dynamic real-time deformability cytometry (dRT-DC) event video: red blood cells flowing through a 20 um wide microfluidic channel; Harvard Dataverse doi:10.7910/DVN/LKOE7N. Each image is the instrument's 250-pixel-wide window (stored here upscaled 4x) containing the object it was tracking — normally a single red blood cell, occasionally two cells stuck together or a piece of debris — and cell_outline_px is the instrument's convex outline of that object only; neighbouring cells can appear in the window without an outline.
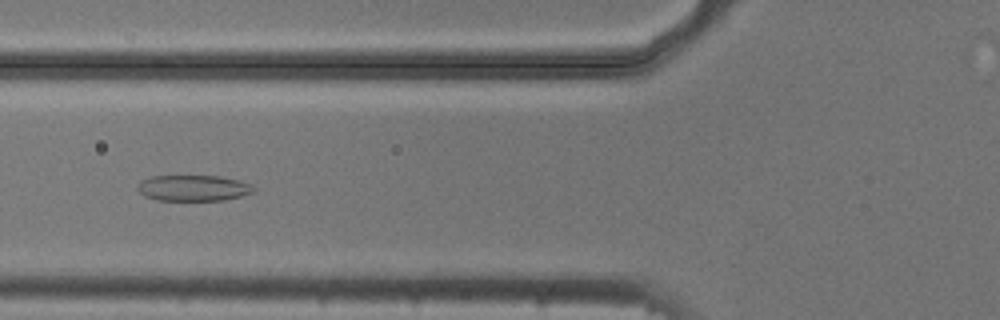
{"species": "common noctule bat (a hibernating species)", "species_latin": "Nyctalus noctula", "temperature_condition": "cold", "stored_images_in_passage": 49, "camera_frame_rate_fps": 3000, "um_per_image_px": 0.085, "animal": {"sex": "male", "body_mass_g": 20.5, "forearm_length_mm": 52.5}, "frame": {"image": 1, "passage_image": 20, "time_ms": 6.333, "image_size_px": [1000, 320], "cell_outline_px": [[256, 192], [224, 200], [156, 200], [144, 196], [136, 188], [140, 180], [152, 176], [220, 176], [240, 180], [252, 184], [256, 188]], "centroid_in_image_um": [16.46, 15.98], "position_along_channel_um": 109.3, "area_um2": 17.74}}
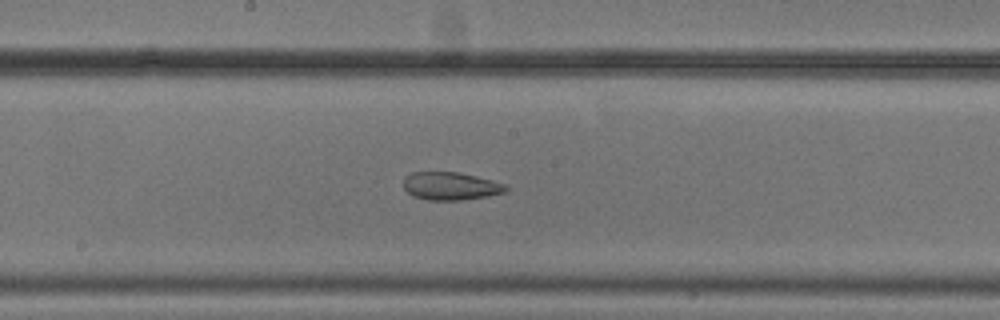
{"frame": {"image": 2, "passage_image": 28, "time_ms": 9.0, "image_size_px": [1000, 320], "cell_outline_px": [[508, 188], [504, 192], [488, 196], [464, 200], [428, 200], [412, 196], [404, 188], [404, 176], [412, 172], [456, 172], [476, 176], [508, 184]], "centroid_in_image_um": [38.31, 15.82], "position_along_channel_um": 209.9, "area_um2": 16.76}}
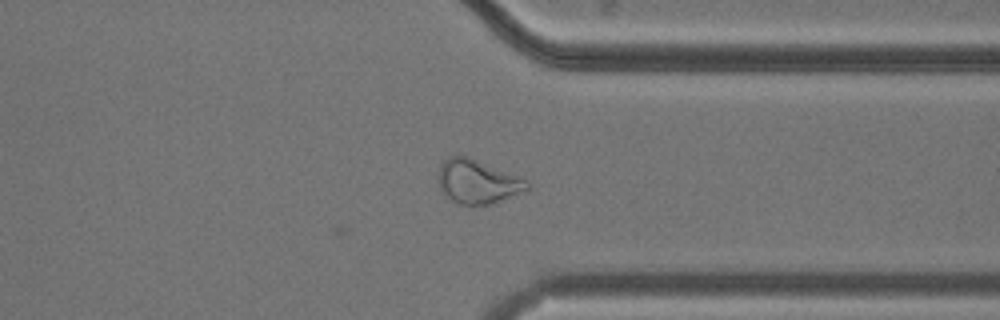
{"frame": {"image": 3, "passage_image": 41, "time_ms": 13.333, "image_size_px": [1000, 320], "cell_outline_px": [[532, 188], [492, 204], [472, 208], [456, 204], [440, 188], [440, 164], [444, 160], [452, 156], [468, 156], [520, 176]], "centroid_in_image_um": [40.62, 15.48], "position_along_channel_um": 370.8, "area_um2": 22.89}, "authors_computed_cell_mechanics": {"area_um2": 21.675, "velocity_mm_per_s": 3.7466, "shape_relaxation_time_tau1_ms": null, "shape_relaxation_time_tau2_ms": 1.6121, "deformation_change_tau1": null, "deformation_change_tau2": 0.081}}